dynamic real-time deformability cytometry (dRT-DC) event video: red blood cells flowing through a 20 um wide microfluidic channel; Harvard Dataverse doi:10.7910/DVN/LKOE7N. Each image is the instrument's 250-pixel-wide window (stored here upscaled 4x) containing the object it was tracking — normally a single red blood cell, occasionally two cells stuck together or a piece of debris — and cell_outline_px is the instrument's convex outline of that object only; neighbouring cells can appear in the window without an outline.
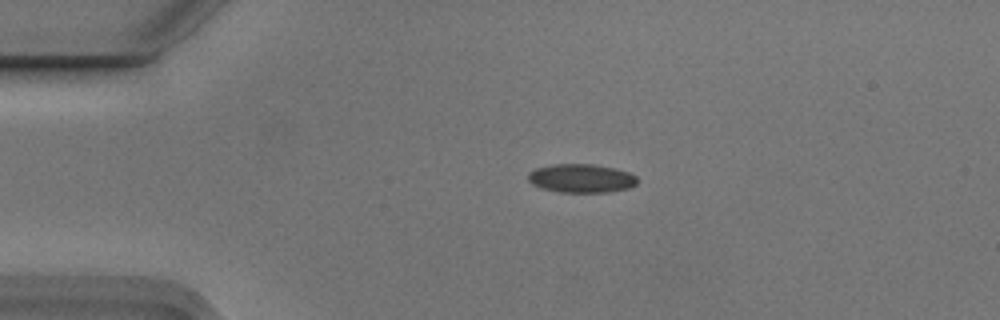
{"species": "Egyptian fruit bat (a non-hibernating species)", "species_latin": "Rousettus aegyptiacus", "temperature_condition": "cold", "stored_images_in_passage": 4, "camera_frame_rate_fps": 3000, "um_per_image_px": 0.085, "animal": {"sex": "male"}, "frame": {"image": 1, "passage_image": 3, "time_ms": 0.667, "image_size_px": [1000, 320], "cell_outline_px": [[636, 184], [628, 188], [608, 192], [560, 192], [544, 188], [532, 184], [528, 180], [528, 172], [536, 168], [552, 164], [592, 164], [616, 168], [628, 172], [636, 176]], "centroid_in_image_um": [49.4, 15.15], "position_along_channel_um": 35.6, "area_um2": 18.15}}